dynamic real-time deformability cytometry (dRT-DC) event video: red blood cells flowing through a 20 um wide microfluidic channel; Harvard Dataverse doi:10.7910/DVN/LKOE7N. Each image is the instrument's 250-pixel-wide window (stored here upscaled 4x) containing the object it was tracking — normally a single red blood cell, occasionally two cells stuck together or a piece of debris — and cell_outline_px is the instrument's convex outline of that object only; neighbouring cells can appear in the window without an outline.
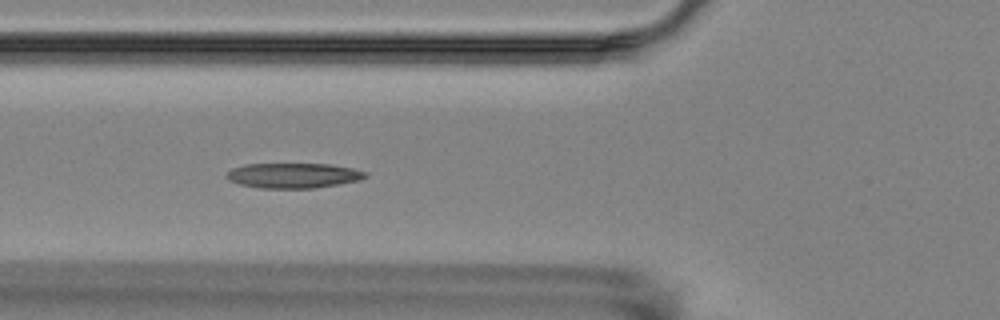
{"species": "Egyptian fruit bat (a non-hibernating species)", "species_latin": "Rousettus aegyptiacus", "temperature_condition": "room temperature", "stored_images_in_passage": 16, "camera_frame_rate_fps": 3000, "um_per_image_px": 0.085, "animal": {"sex": "female"}, "frame": {"image": 1, "passage_image": 5, "time_ms": 4.667, "image_size_px": [1000, 320], "cell_outline_px": [[368, 176], [360, 180], [316, 188], [260, 188], [240, 184], [228, 180], [224, 176], [232, 168], [244, 164], [332, 164], [352, 168], [368, 172]], "centroid_in_image_um": [24.94, 14.91], "position_along_channel_um": 100.9, "area_um2": 20.4}}
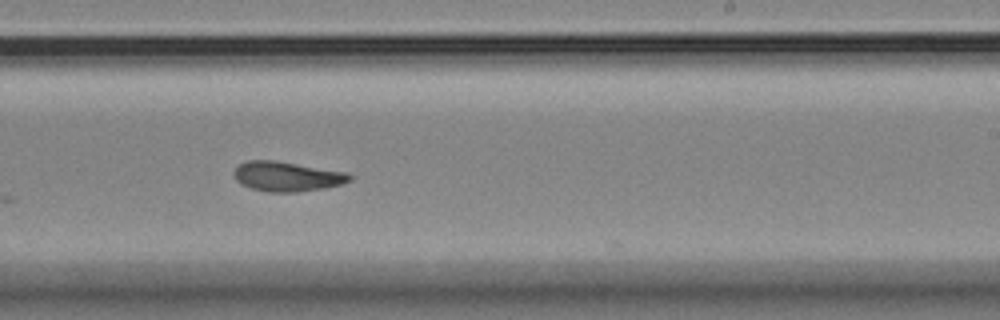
{"frame": {"image": 2, "passage_image": 9, "time_ms": 9.333, "image_size_px": [1000, 320], "cell_outline_px": [[352, 180], [344, 184], [324, 188], [296, 192], [268, 192], [252, 188], [240, 184], [236, 180], [232, 172], [240, 164], [248, 160], [276, 160], [348, 172], [352, 176]], "centroid_in_image_um": [24.42, 14.99], "position_along_channel_um": 264.6, "area_um2": 20.29}}
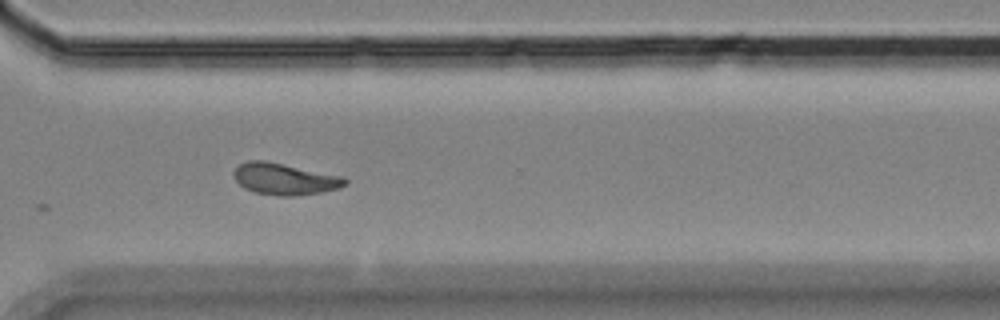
{"frame": {"image": 3, "passage_image": 11, "time_ms": 11.667, "image_size_px": [1000, 320], "cell_outline_px": [[348, 184], [340, 188], [320, 192], [296, 196], [280, 196], [256, 192], [244, 188], [232, 176], [232, 172], [240, 164], [248, 160], [264, 160], [344, 176], [348, 180]], "centroid_in_image_um": [24.22, 15.21], "position_along_channel_um": 346.4, "area_um2": 20.58}, "authors_computed_cell_mechanics": {"area_um2": 19.4208, "velocity_mm_per_s": 3.5059, "shape_relaxation_time_tau1_ms": null, "shape_relaxation_time_tau2_ms": 2.0761, "deformation_change_tau1": null, "deformation_change_tau2": 0.0509}}